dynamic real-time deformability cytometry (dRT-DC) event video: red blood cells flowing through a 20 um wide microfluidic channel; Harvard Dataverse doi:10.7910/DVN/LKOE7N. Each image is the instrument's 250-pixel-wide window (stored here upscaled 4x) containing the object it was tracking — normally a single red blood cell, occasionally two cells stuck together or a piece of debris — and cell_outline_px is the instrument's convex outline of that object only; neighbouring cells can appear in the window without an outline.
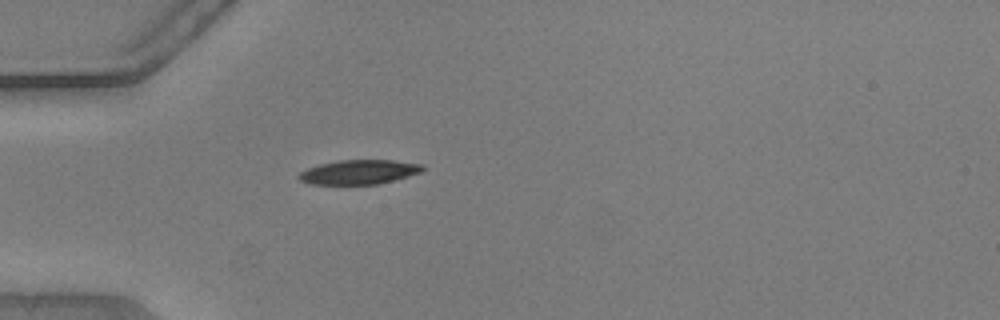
{"species": "common noctule bat (a hibernating species)", "species_latin": "Nyctalus noctula", "temperature_condition": "warm", "stored_images_in_passage": 38, "camera_frame_rate_fps": 3000, "um_per_image_px": 0.085, "animal": {"sex": "male", "body_mass_g": 20.5, "forearm_length_mm": 52.5}, "frame": {"image": 1, "passage_image": 1, "time_ms": 0.0, "image_size_px": [1000, 320], "cell_outline_px": [[424, 168], [420, 172], [408, 176], [380, 184], [308, 184], [300, 180], [296, 176], [300, 172], [308, 168], [320, 164], [340, 160], [392, 160], [424, 164]], "centroid_in_image_um": [30.51, 14.62], "position_along_channel_um": 54.5, "area_um2": 17.57}}
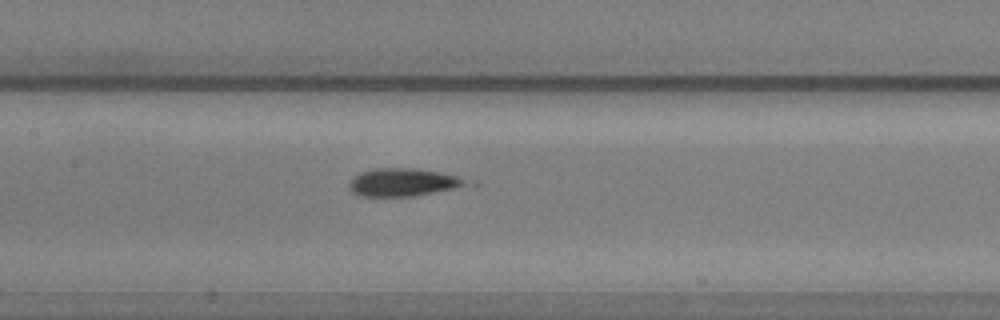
{"frame": {"image": 2, "passage_image": 11, "time_ms": 3.333, "image_size_px": [1000, 320], "cell_outline_px": [[464, 184], [452, 188], [436, 192], [416, 196], [360, 196], [352, 192], [348, 188], [348, 184], [360, 172], [376, 168], [416, 168], [456, 176], [464, 180]], "centroid_in_image_um": [34.13, 15.5], "position_along_channel_um": 173.3, "area_um2": 18.5}}
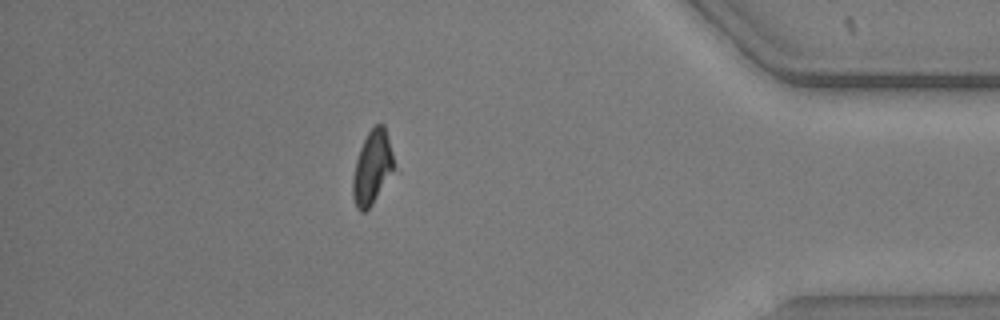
{"frame": {"image": 3, "passage_image": 32, "time_ms": 10.333, "image_size_px": [1000, 320], "cell_outline_px": [[392, 168], [372, 204], [364, 212], [360, 212], [356, 208], [352, 196], [352, 176], [356, 160], [360, 148], [368, 132], [376, 124], [384, 124], [392, 156]], "centroid_in_image_um": [31.56, 14.25], "position_along_channel_um": 403.6, "area_um2": 16.88}, "authors_computed_cell_mechanics": {"area_um2": 18.1492, "velocity_mm_per_s": 3.8152, "shape_relaxation_time_tau1_ms": null, "shape_relaxation_time_tau2_ms": 2.4018, "deformation_change_tau1": null, "deformation_change_tau2": 0.0729}}